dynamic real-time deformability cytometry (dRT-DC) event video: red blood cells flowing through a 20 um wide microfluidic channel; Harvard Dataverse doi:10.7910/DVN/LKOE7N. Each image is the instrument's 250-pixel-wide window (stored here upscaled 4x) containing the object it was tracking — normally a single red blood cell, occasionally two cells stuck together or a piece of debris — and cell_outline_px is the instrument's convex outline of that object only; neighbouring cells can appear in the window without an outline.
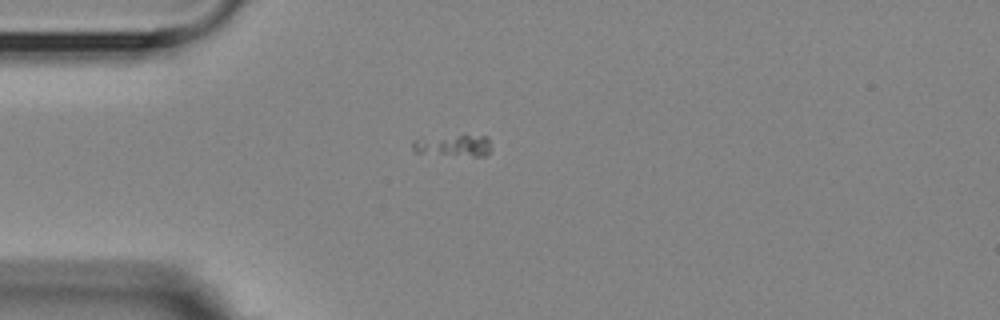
{"species": "Egyptian fruit bat (a non-hibernating species)", "species_latin": "Rousettus aegyptiacus", "temperature_condition": "room temperature", "stored_images_in_passage": 6, "segment_of_instrument_passage": [2, 2], "camera_frame_rate_fps": 3000, "um_per_image_px": 0.085, "animal": {"sex": "female"}, "frame": {"image": 1, "passage_image": 6, "time_ms": 5.667, "image_size_px": [1000, 320], "cell_outline_px": [[488, 152], [484, 156], [472, 156], [416, 152], [412, 148], [412, 140], [464, 132], [488, 136]], "centroid_in_image_um": [38.56, 12.3], "position_along_channel_um": 46.4, "area_um2": 10.29}}